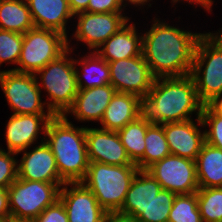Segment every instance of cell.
<instances>
[{"mask_svg":"<svg viewBox=\"0 0 222 222\" xmlns=\"http://www.w3.org/2000/svg\"><path fill=\"white\" fill-rule=\"evenodd\" d=\"M157 15L142 30V55L152 74L155 78L191 75L195 47L204 31L179 27Z\"/></svg>","mask_w":222,"mask_h":222,"instance_id":"1","label":"cell"},{"mask_svg":"<svg viewBox=\"0 0 222 222\" xmlns=\"http://www.w3.org/2000/svg\"><path fill=\"white\" fill-rule=\"evenodd\" d=\"M203 106L191 75L155 78L148 94L139 97V117L154 124L181 122L201 118Z\"/></svg>","mask_w":222,"mask_h":222,"instance_id":"2","label":"cell"},{"mask_svg":"<svg viewBox=\"0 0 222 222\" xmlns=\"http://www.w3.org/2000/svg\"><path fill=\"white\" fill-rule=\"evenodd\" d=\"M76 125L64 116H53L46 129L45 141L65 182H81L89 166L86 127Z\"/></svg>","mask_w":222,"mask_h":222,"instance_id":"3","label":"cell"},{"mask_svg":"<svg viewBox=\"0 0 222 222\" xmlns=\"http://www.w3.org/2000/svg\"><path fill=\"white\" fill-rule=\"evenodd\" d=\"M45 104L54 116H63L79 92L74 64V51L64 54L35 74ZM45 93V95H44Z\"/></svg>","mask_w":222,"mask_h":222,"instance_id":"4","label":"cell"},{"mask_svg":"<svg viewBox=\"0 0 222 222\" xmlns=\"http://www.w3.org/2000/svg\"><path fill=\"white\" fill-rule=\"evenodd\" d=\"M139 168L137 165H108L89 162L81 181L96 197L100 206L112 217L121 209L130 184Z\"/></svg>","mask_w":222,"mask_h":222,"instance_id":"5","label":"cell"},{"mask_svg":"<svg viewBox=\"0 0 222 222\" xmlns=\"http://www.w3.org/2000/svg\"><path fill=\"white\" fill-rule=\"evenodd\" d=\"M191 76L199 100L205 105L222 93V27L204 31L199 37L193 58Z\"/></svg>","mask_w":222,"mask_h":222,"instance_id":"6","label":"cell"},{"mask_svg":"<svg viewBox=\"0 0 222 222\" xmlns=\"http://www.w3.org/2000/svg\"><path fill=\"white\" fill-rule=\"evenodd\" d=\"M127 14L128 12H80L75 14L73 24H69L73 27H71L72 33L67 37L68 49L78 51L77 48L79 49L78 45L80 44L84 45V51L86 49L87 51H96L132 18V15L127 16Z\"/></svg>","mask_w":222,"mask_h":222,"instance_id":"7","label":"cell"},{"mask_svg":"<svg viewBox=\"0 0 222 222\" xmlns=\"http://www.w3.org/2000/svg\"><path fill=\"white\" fill-rule=\"evenodd\" d=\"M64 184L17 178L7 188L10 217L33 221L59 199L60 188Z\"/></svg>","mask_w":222,"mask_h":222,"instance_id":"8","label":"cell"},{"mask_svg":"<svg viewBox=\"0 0 222 222\" xmlns=\"http://www.w3.org/2000/svg\"><path fill=\"white\" fill-rule=\"evenodd\" d=\"M68 50V39L64 34L34 27L23 34V43L16 72L33 73L56 60Z\"/></svg>","mask_w":222,"mask_h":222,"instance_id":"9","label":"cell"},{"mask_svg":"<svg viewBox=\"0 0 222 222\" xmlns=\"http://www.w3.org/2000/svg\"><path fill=\"white\" fill-rule=\"evenodd\" d=\"M0 87L12 114H52L33 73L1 71Z\"/></svg>","mask_w":222,"mask_h":222,"instance_id":"10","label":"cell"},{"mask_svg":"<svg viewBox=\"0 0 222 222\" xmlns=\"http://www.w3.org/2000/svg\"><path fill=\"white\" fill-rule=\"evenodd\" d=\"M147 171L162 189L176 195L196 193L199 189L194 160L170 154L154 163Z\"/></svg>","mask_w":222,"mask_h":222,"instance_id":"11","label":"cell"},{"mask_svg":"<svg viewBox=\"0 0 222 222\" xmlns=\"http://www.w3.org/2000/svg\"><path fill=\"white\" fill-rule=\"evenodd\" d=\"M6 120L5 146L0 149L18 154L29 147L45 141L46 129L53 114H10Z\"/></svg>","mask_w":222,"mask_h":222,"instance_id":"12","label":"cell"},{"mask_svg":"<svg viewBox=\"0 0 222 222\" xmlns=\"http://www.w3.org/2000/svg\"><path fill=\"white\" fill-rule=\"evenodd\" d=\"M110 84L116 92L129 93L138 97L147 95L155 77L143 55L108 62Z\"/></svg>","mask_w":222,"mask_h":222,"instance_id":"13","label":"cell"},{"mask_svg":"<svg viewBox=\"0 0 222 222\" xmlns=\"http://www.w3.org/2000/svg\"><path fill=\"white\" fill-rule=\"evenodd\" d=\"M59 200L65 207L69 222H113L112 216L82 182H65L60 188Z\"/></svg>","mask_w":222,"mask_h":222,"instance_id":"14","label":"cell"},{"mask_svg":"<svg viewBox=\"0 0 222 222\" xmlns=\"http://www.w3.org/2000/svg\"><path fill=\"white\" fill-rule=\"evenodd\" d=\"M17 156L20 158L17 159L18 178L28 181L65 183L58 173L56 159L46 141L19 152Z\"/></svg>","mask_w":222,"mask_h":222,"instance_id":"15","label":"cell"},{"mask_svg":"<svg viewBox=\"0 0 222 222\" xmlns=\"http://www.w3.org/2000/svg\"><path fill=\"white\" fill-rule=\"evenodd\" d=\"M86 144L89 162L115 166L136 165L129 158L117 131L86 126Z\"/></svg>","mask_w":222,"mask_h":222,"instance_id":"16","label":"cell"},{"mask_svg":"<svg viewBox=\"0 0 222 222\" xmlns=\"http://www.w3.org/2000/svg\"><path fill=\"white\" fill-rule=\"evenodd\" d=\"M115 93L116 90L111 84L79 89L72 106L63 116L69 121L74 122L76 120L77 124L79 122L83 123L84 127L92 126L93 123H98L95 125L99 126L105 110ZM89 123L91 124L89 125Z\"/></svg>","mask_w":222,"mask_h":222,"instance_id":"17","label":"cell"},{"mask_svg":"<svg viewBox=\"0 0 222 222\" xmlns=\"http://www.w3.org/2000/svg\"><path fill=\"white\" fill-rule=\"evenodd\" d=\"M170 153L196 160L205 142V129L201 118L162 124Z\"/></svg>","mask_w":222,"mask_h":222,"instance_id":"18","label":"cell"},{"mask_svg":"<svg viewBox=\"0 0 222 222\" xmlns=\"http://www.w3.org/2000/svg\"><path fill=\"white\" fill-rule=\"evenodd\" d=\"M161 189V185L147 170H138L130 184L124 204L112 217L113 222H134Z\"/></svg>","mask_w":222,"mask_h":222,"instance_id":"19","label":"cell"},{"mask_svg":"<svg viewBox=\"0 0 222 222\" xmlns=\"http://www.w3.org/2000/svg\"><path fill=\"white\" fill-rule=\"evenodd\" d=\"M26 2L35 27L52 29L67 37L70 35L71 28L68 24L73 22L71 20H74V14L70 10L68 0H26Z\"/></svg>","mask_w":222,"mask_h":222,"instance_id":"20","label":"cell"},{"mask_svg":"<svg viewBox=\"0 0 222 222\" xmlns=\"http://www.w3.org/2000/svg\"><path fill=\"white\" fill-rule=\"evenodd\" d=\"M132 19L133 17L96 50L107 62L142 54V29L139 30L140 23L134 22Z\"/></svg>","mask_w":222,"mask_h":222,"instance_id":"21","label":"cell"},{"mask_svg":"<svg viewBox=\"0 0 222 222\" xmlns=\"http://www.w3.org/2000/svg\"><path fill=\"white\" fill-rule=\"evenodd\" d=\"M74 51V64L79 89H88L110 84V69L108 62L96 51ZM82 51V53H81Z\"/></svg>","mask_w":222,"mask_h":222,"instance_id":"22","label":"cell"},{"mask_svg":"<svg viewBox=\"0 0 222 222\" xmlns=\"http://www.w3.org/2000/svg\"><path fill=\"white\" fill-rule=\"evenodd\" d=\"M138 117L139 97L129 93L116 92L107 106L98 127L118 131Z\"/></svg>","mask_w":222,"mask_h":222,"instance_id":"23","label":"cell"},{"mask_svg":"<svg viewBox=\"0 0 222 222\" xmlns=\"http://www.w3.org/2000/svg\"><path fill=\"white\" fill-rule=\"evenodd\" d=\"M199 188L222 187V150L207 142L195 160Z\"/></svg>","mask_w":222,"mask_h":222,"instance_id":"24","label":"cell"},{"mask_svg":"<svg viewBox=\"0 0 222 222\" xmlns=\"http://www.w3.org/2000/svg\"><path fill=\"white\" fill-rule=\"evenodd\" d=\"M26 0H0V29L24 34L34 28Z\"/></svg>","mask_w":222,"mask_h":222,"instance_id":"25","label":"cell"},{"mask_svg":"<svg viewBox=\"0 0 222 222\" xmlns=\"http://www.w3.org/2000/svg\"><path fill=\"white\" fill-rule=\"evenodd\" d=\"M168 142L162 124L151 123L145 136V151L143 157L136 163L139 170H147L154 163L170 155Z\"/></svg>","mask_w":222,"mask_h":222,"instance_id":"26","label":"cell"},{"mask_svg":"<svg viewBox=\"0 0 222 222\" xmlns=\"http://www.w3.org/2000/svg\"><path fill=\"white\" fill-rule=\"evenodd\" d=\"M150 124L138 117L135 121L127 123L122 129L117 131L129 158L135 164L144 155L145 136L147 127Z\"/></svg>","mask_w":222,"mask_h":222,"instance_id":"27","label":"cell"},{"mask_svg":"<svg viewBox=\"0 0 222 222\" xmlns=\"http://www.w3.org/2000/svg\"><path fill=\"white\" fill-rule=\"evenodd\" d=\"M196 193L202 222H222V187L199 188Z\"/></svg>","mask_w":222,"mask_h":222,"instance_id":"28","label":"cell"},{"mask_svg":"<svg viewBox=\"0 0 222 222\" xmlns=\"http://www.w3.org/2000/svg\"><path fill=\"white\" fill-rule=\"evenodd\" d=\"M22 43L23 34L0 29V68L7 63L6 67L7 65L8 67L14 65V67L11 66L9 69L7 67V71H16ZM1 71H6L5 66L4 69H0Z\"/></svg>","mask_w":222,"mask_h":222,"instance_id":"29","label":"cell"},{"mask_svg":"<svg viewBox=\"0 0 222 222\" xmlns=\"http://www.w3.org/2000/svg\"><path fill=\"white\" fill-rule=\"evenodd\" d=\"M168 222H202L197 193L176 195Z\"/></svg>","mask_w":222,"mask_h":222,"instance_id":"30","label":"cell"},{"mask_svg":"<svg viewBox=\"0 0 222 222\" xmlns=\"http://www.w3.org/2000/svg\"><path fill=\"white\" fill-rule=\"evenodd\" d=\"M176 194L161 189L148 207L134 222H168Z\"/></svg>","mask_w":222,"mask_h":222,"instance_id":"31","label":"cell"},{"mask_svg":"<svg viewBox=\"0 0 222 222\" xmlns=\"http://www.w3.org/2000/svg\"><path fill=\"white\" fill-rule=\"evenodd\" d=\"M201 119L205 129V142L222 150V116L204 105Z\"/></svg>","mask_w":222,"mask_h":222,"instance_id":"32","label":"cell"},{"mask_svg":"<svg viewBox=\"0 0 222 222\" xmlns=\"http://www.w3.org/2000/svg\"><path fill=\"white\" fill-rule=\"evenodd\" d=\"M18 156L16 153L0 149V187L7 189L17 178Z\"/></svg>","mask_w":222,"mask_h":222,"instance_id":"33","label":"cell"},{"mask_svg":"<svg viewBox=\"0 0 222 222\" xmlns=\"http://www.w3.org/2000/svg\"><path fill=\"white\" fill-rule=\"evenodd\" d=\"M33 222H69L63 203L58 199L53 205L48 206Z\"/></svg>","mask_w":222,"mask_h":222,"instance_id":"34","label":"cell"},{"mask_svg":"<svg viewBox=\"0 0 222 222\" xmlns=\"http://www.w3.org/2000/svg\"><path fill=\"white\" fill-rule=\"evenodd\" d=\"M90 13L125 12L120 0H90L87 10Z\"/></svg>","mask_w":222,"mask_h":222,"instance_id":"35","label":"cell"},{"mask_svg":"<svg viewBox=\"0 0 222 222\" xmlns=\"http://www.w3.org/2000/svg\"><path fill=\"white\" fill-rule=\"evenodd\" d=\"M167 2H170L171 4V9H173L174 12L172 11V14H174L176 11H178V4L182 3L181 5H184L185 3L186 6L188 5L190 7V4L193 5L191 8H194V11H197V7H199V9H204L203 11L208 13V14H212V9L215 3V0H168ZM195 5V6H194ZM196 7V8H195ZM177 8V9H176Z\"/></svg>","mask_w":222,"mask_h":222,"instance_id":"36","label":"cell"},{"mask_svg":"<svg viewBox=\"0 0 222 222\" xmlns=\"http://www.w3.org/2000/svg\"><path fill=\"white\" fill-rule=\"evenodd\" d=\"M156 1L155 0L154 1L153 0H120L121 5H122L123 9L125 10V12L128 11V15L130 14L129 13L130 10L126 7L135 8L134 10L136 12L141 10V13L143 12L145 14V12H148L149 8H152V6H153L152 4L155 5ZM153 2H155V3H153ZM145 8L147 11H145Z\"/></svg>","mask_w":222,"mask_h":222,"instance_id":"37","label":"cell"},{"mask_svg":"<svg viewBox=\"0 0 222 222\" xmlns=\"http://www.w3.org/2000/svg\"><path fill=\"white\" fill-rule=\"evenodd\" d=\"M0 217H10L8 191L0 187Z\"/></svg>","mask_w":222,"mask_h":222,"instance_id":"38","label":"cell"},{"mask_svg":"<svg viewBox=\"0 0 222 222\" xmlns=\"http://www.w3.org/2000/svg\"><path fill=\"white\" fill-rule=\"evenodd\" d=\"M213 113L222 116V93L214 96L205 104Z\"/></svg>","mask_w":222,"mask_h":222,"instance_id":"39","label":"cell"},{"mask_svg":"<svg viewBox=\"0 0 222 222\" xmlns=\"http://www.w3.org/2000/svg\"><path fill=\"white\" fill-rule=\"evenodd\" d=\"M90 0H68L71 12L75 15L87 10Z\"/></svg>","mask_w":222,"mask_h":222,"instance_id":"40","label":"cell"},{"mask_svg":"<svg viewBox=\"0 0 222 222\" xmlns=\"http://www.w3.org/2000/svg\"><path fill=\"white\" fill-rule=\"evenodd\" d=\"M8 222H33V221L32 220L14 219V218L10 217Z\"/></svg>","mask_w":222,"mask_h":222,"instance_id":"41","label":"cell"},{"mask_svg":"<svg viewBox=\"0 0 222 222\" xmlns=\"http://www.w3.org/2000/svg\"><path fill=\"white\" fill-rule=\"evenodd\" d=\"M10 217H0V222H8Z\"/></svg>","mask_w":222,"mask_h":222,"instance_id":"42","label":"cell"}]
</instances>
